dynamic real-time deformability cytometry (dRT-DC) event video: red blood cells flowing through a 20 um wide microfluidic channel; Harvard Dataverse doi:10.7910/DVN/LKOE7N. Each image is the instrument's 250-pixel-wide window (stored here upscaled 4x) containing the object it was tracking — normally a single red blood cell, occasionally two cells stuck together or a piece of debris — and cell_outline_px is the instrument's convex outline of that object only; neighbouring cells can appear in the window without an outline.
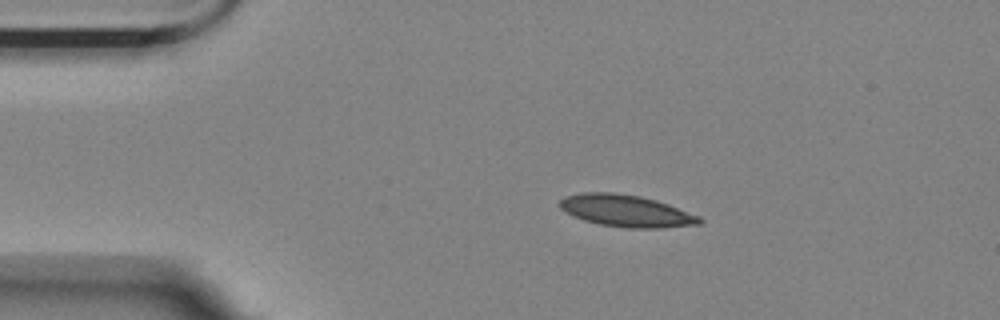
{"species": "Egyptian fruit bat (a non-hibernating species)", "species_latin": "Rousettus aegyptiacus", "temperature_condition": "room temperature", "stored_images_in_passage": 3, "camera_frame_rate_fps": 3000, "um_per_image_px": 0.085, "animal": {"sex": "female"}, "frame": {"image": 1, "passage_image": 1, "time_ms": 0.0, "image_size_px": [1000, 320], "cell_outline_px": [[704, 220], [700, 224], [660, 228], [624, 228], [600, 224], [584, 220], [560, 208], [560, 200], [564, 196], [580, 192], [612, 192], [640, 196], [656, 200], [668, 204], [700, 216]], "centroid_in_image_um": [53.25, 17.92], "position_along_channel_um": 31.8, "area_um2": 25.95}}
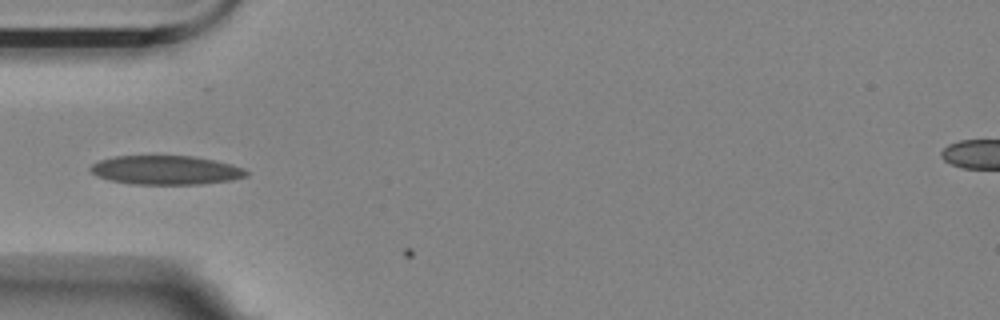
{"frame": {"image": 2, "passage_image": 3, "time_ms": 0.667, "image_size_px": [1000, 320], "cell_outline_px": [[248, 176], [232, 180], [200, 184], [132, 184], [108, 180], [96, 176], [88, 168], [92, 164], [100, 160], [116, 156], [196, 156], [216, 160], [232, 164], [244, 168], [248, 172]], "centroid_in_image_um": [14.12, 14.46], "position_along_channel_um": 70.9, "area_um2": 26.53}}